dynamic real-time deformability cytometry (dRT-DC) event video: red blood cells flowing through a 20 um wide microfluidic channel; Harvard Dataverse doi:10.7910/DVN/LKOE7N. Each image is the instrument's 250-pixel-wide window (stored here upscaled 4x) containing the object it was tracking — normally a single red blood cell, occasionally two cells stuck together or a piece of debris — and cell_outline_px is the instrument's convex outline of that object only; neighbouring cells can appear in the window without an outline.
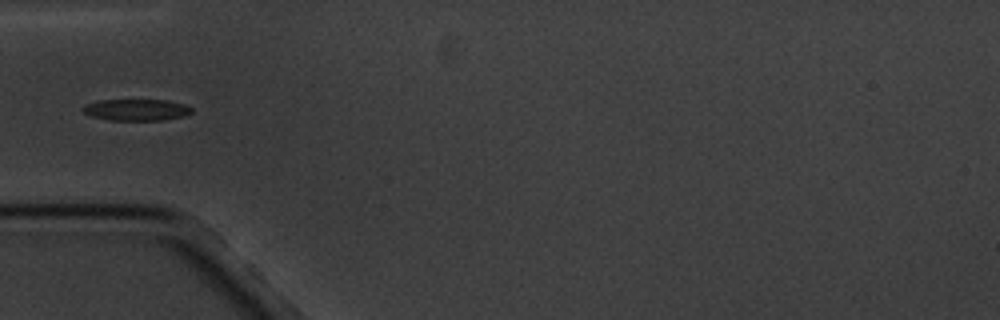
{"species": "common noctule bat (a hibernating species)", "species_latin": "Nyctalus noctula", "temperature_condition": "cold", "stored_images_in_passage": 8, "camera_frame_rate_fps": 3000, "um_per_image_px": 0.085, "animal": {"sex": "male", "body_mass_g": 20.1, "forearm_length_mm": 53.5}, "frame": {"image": 1, "passage_image": 2, "time_ms": 1.0, "image_size_px": [1000, 320], "cell_outline_px": [[192, 112], [184, 116], [164, 120], [108, 120], [92, 116], [84, 112], [84, 104], [100, 100], [168, 100], [184, 104], [192, 108]], "centroid_in_image_um": [11.62, 9.33], "position_along_channel_um": 73.4, "area_um2": 13.58}}
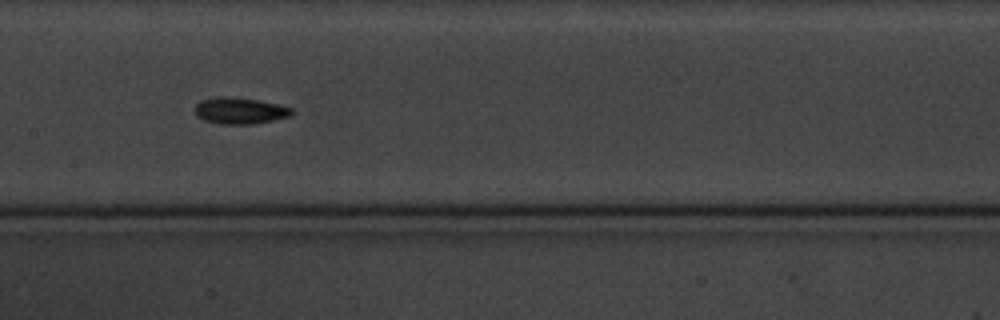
{"frame": {"image": 2, "passage_image": 5, "time_ms": 4.333, "image_size_px": [1000, 320], "cell_outline_px": [[292, 116], [252, 124], [220, 124], [204, 120], [196, 116], [196, 104], [200, 100], [216, 96], [224, 96], [256, 100], [276, 104], [292, 108]], "centroid_in_image_um": [20.35, 9.41], "position_along_channel_um": 187.0, "area_um2": 14.8}}
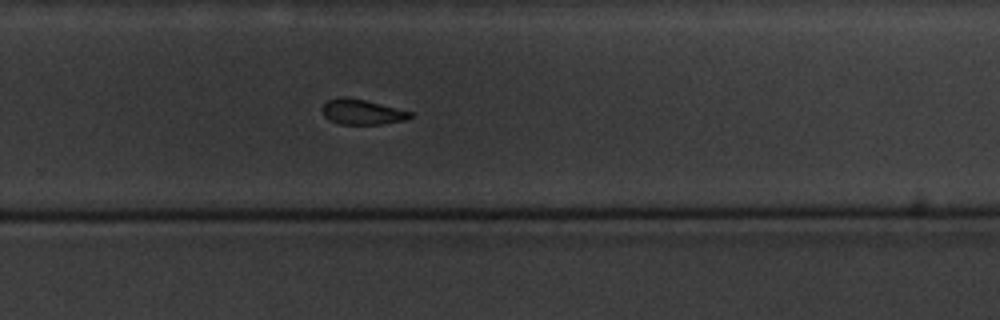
{"frame": {"image": 3, "passage_image": 8, "time_ms": 7.667, "image_size_px": [1000, 320], "cell_outline_px": [[412, 116], [404, 120], [384, 124], [340, 124], [328, 120], [324, 116], [320, 108], [328, 100], [340, 96], [344, 96], [364, 100], [412, 112]], "centroid_in_image_um": [30.71, 9.52], "position_along_channel_um": 299.1, "area_um2": 12.89}}